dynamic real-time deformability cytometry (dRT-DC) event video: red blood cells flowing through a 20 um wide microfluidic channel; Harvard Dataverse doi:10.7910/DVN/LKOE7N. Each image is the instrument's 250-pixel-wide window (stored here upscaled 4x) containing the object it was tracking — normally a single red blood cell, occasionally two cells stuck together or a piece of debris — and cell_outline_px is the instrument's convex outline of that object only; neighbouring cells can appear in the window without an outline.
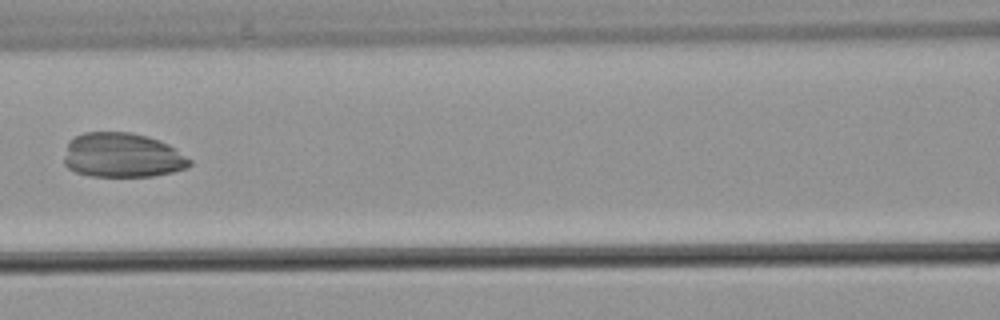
{"species": "common noctule bat (a hibernating species)", "species_latin": "Nyctalus noctula", "temperature_condition": "warm", "stored_images_in_passage": 4, "camera_frame_rate_fps": 3000, "um_per_image_px": 0.085, "animal": {"sex": "male", "body_mass_g": 21.5, "forearm_length_mm": 52.0}, "frame": {"image": 1, "passage_image": 4, "time_ms": 4.0, "image_size_px": [1000, 320], "cell_outline_px": [[192, 164], [188, 168], [172, 172], [152, 176], [88, 176], [76, 172], [68, 168], [64, 164], [64, 160], [68, 140], [84, 132], [132, 132], [160, 140], [176, 148], [192, 160]], "centroid_in_image_um": [10.41, 13.2], "position_along_channel_um": 156.2, "area_um2": 32.89}}